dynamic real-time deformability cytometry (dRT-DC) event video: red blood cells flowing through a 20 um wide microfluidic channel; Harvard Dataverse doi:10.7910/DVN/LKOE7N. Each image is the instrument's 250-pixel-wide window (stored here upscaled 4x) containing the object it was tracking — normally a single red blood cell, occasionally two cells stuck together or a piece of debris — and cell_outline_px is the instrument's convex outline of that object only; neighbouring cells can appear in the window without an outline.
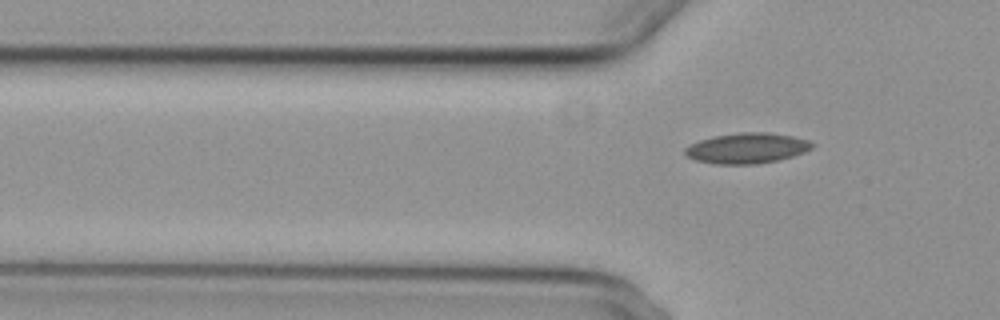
{"species": "common noctule bat (a hibernating species)", "species_latin": "Nyctalus noctula", "temperature_condition": "cold", "stored_images_in_passage": 6, "segment_of_instrument_passage": [2, 2], "camera_frame_rate_fps": 3000, "um_per_image_px": 0.085, "animal": {"sex": "female", "body_mass_g": 29.2, "forearm_length_mm": 56.3}, "frame": {"image": 1, "passage_image": 6, "time_ms": 6.0, "image_size_px": [1000, 320], "cell_outline_px": [[816, 144], [812, 148], [804, 152], [780, 160], [756, 164], [716, 164], [696, 160], [688, 156], [684, 152], [684, 148], [700, 140], [712, 136], [740, 132], [768, 132], [792, 136], [808, 140]], "centroid_in_image_um": [63.51, 12.59], "position_along_channel_um": 62.3, "area_um2": 22.6}}